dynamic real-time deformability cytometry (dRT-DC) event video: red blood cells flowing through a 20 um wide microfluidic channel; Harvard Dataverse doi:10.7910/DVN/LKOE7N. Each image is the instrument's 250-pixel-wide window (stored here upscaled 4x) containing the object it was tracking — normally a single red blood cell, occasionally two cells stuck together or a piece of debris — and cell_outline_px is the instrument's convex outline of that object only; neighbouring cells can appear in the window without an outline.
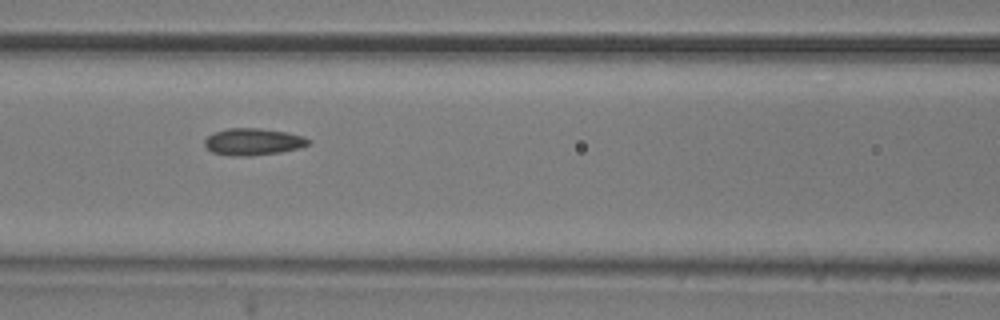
{"species": "common noctule bat (a hibernating species)", "species_latin": "Nyctalus noctula", "temperature_condition": "room temperature", "stored_images_in_passage": 15, "camera_frame_rate_fps": 3000, "um_per_image_px": 0.085, "animal": {"sex": "male", "body_mass_g": 20.5, "forearm_length_mm": 52.5}, "frame": {"image": 1, "passage_image": 7, "time_ms": 2.0, "image_size_px": [1000, 320], "cell_outline_px": [[312, 144], [300, 148], [280, 152], [252, 156], [232, 156], [212, 152], [204, 144], [204, 140], [208, 136], [216, 132], [228, 128], [260, 128], [284, 132], [304, 136], [312, 140]], "centroid_in_image_um": [21.56, 12.05], "position_along_channel_um": 145.0, "area_um2": 16.36}}
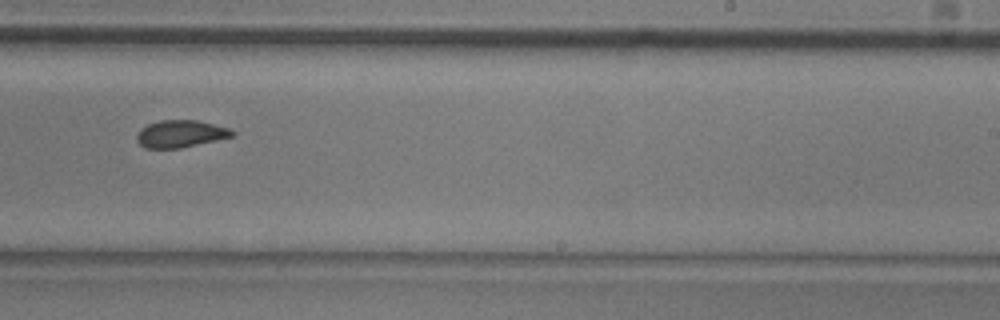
{"frame": {"image": 2, "passage_image": 10, "time_ms": 3.0, "image_size_px": [1000, 320], "cell_outline_px": [[236, 132], [232, 136], [216, 140], [180, 148], [144, 148], [136, 140], [136, 136], [140, 128], [148, 124], [160, 120], [196, 120], [228, 128]], "centroid_in_image_um": [15.3, 11.37], "position_along_channel_um": 273.7, "area_um2": 15.03}}
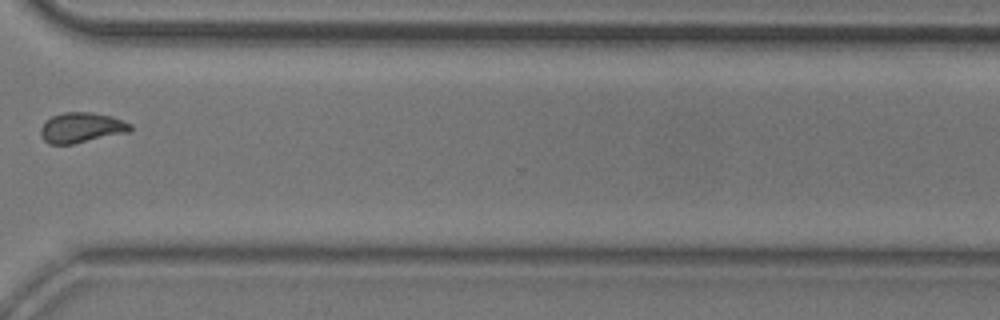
{"frame": {"image": 3, "passage_image": 12, "time_ms": 3.667, "image_size_px": [1000, 320], "cell_outline_px": [[132, 128], [128, 132], [72, 144], [48, 144], [40, 136], [40, 128], [52, 116], [64, 112], [92, 112], [112, 116], [132, 124]], "centroid_in_image_um": [6.92, 10.84], "position_along_channel_um": 363.7, "area_um2": 15.72}}